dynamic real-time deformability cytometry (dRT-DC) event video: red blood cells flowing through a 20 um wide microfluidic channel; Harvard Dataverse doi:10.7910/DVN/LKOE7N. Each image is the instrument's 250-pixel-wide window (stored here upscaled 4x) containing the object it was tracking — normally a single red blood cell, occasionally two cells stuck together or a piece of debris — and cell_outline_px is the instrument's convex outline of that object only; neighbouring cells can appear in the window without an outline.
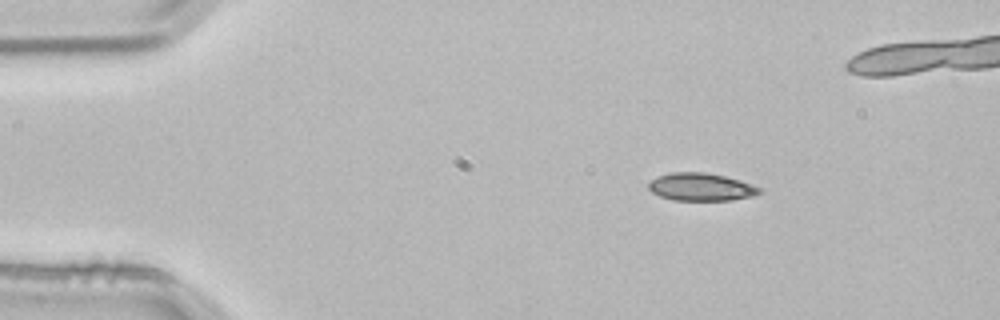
{"species": "common noctule bat (a hibernating species)", "species_latin": "Nyctalus noctula", "temperature_condition": "room temperature", "stored_images_in_passage": 3, "camera_frame_rate_fps": 3000, "um_per_image_px": 0.085, "animal": {"sex": "male", "body_mass_g": 21.5, "forearm_length_mm": 52.0}, "frame": {"image": 1, "passage_image": 1, "time_ms": 0.0, "image_size_px": [1000, 320], "cell_outline_px": [[764, 192], [752, 196], [732, 200], [672, 200], [660, 196], [652, 192], [648, 188], [648, 184], [656, 176], [672, 172], [704, 172], [724, 176], [752, 184], [760, 188]], "centroid_in_image_um": [59.58, 15.89], "position_along_channel_um": 25.4, "area_um2": 17.92}}